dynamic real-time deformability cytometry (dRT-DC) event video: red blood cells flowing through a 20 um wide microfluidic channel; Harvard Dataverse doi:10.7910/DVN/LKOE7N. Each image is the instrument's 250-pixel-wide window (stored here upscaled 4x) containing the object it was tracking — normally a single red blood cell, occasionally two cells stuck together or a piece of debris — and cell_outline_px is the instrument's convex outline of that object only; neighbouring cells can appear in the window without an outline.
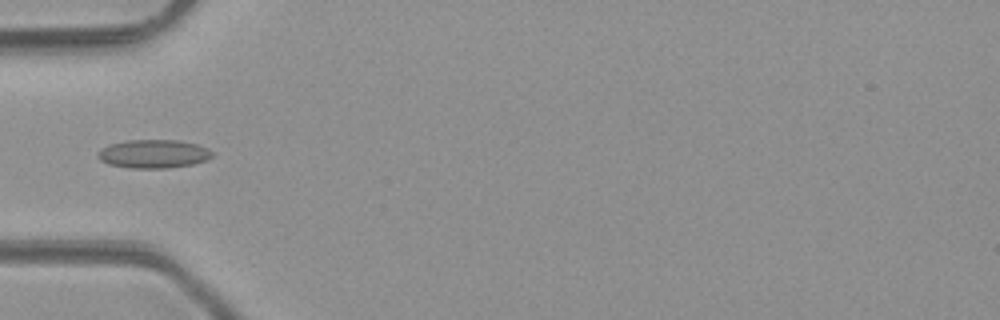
{"species": "common noctule bat (a hibernating species)", "species_latin": "Nyctalus noctula", "temperature_condition": "room temperature", "stored_images_in_passage": 4, "camera_frame_rate_fps": 3000, "um_per_image_px": 0.085, "animal": {"sex": "male", "body_mass_g": 23.1, "forearm_length_mm": 52.7}, "frame": {"image": 1, "passage_image": 4, "time_ms": 3.333, "image_size_px": [1000, 320], "cell_outline_px": [[216, 152], [208, 160], [192, 164], [168, 168], [132, 168], [108, 164], [100, 160], [96, 156], [108, 144], [128, 140], [176, 140], [196, 144], [208, 148]], "centroid_in_image_um": [13.09, 13.08], "position_along_channel_um": 71.9, "area_um2": 19.02}}